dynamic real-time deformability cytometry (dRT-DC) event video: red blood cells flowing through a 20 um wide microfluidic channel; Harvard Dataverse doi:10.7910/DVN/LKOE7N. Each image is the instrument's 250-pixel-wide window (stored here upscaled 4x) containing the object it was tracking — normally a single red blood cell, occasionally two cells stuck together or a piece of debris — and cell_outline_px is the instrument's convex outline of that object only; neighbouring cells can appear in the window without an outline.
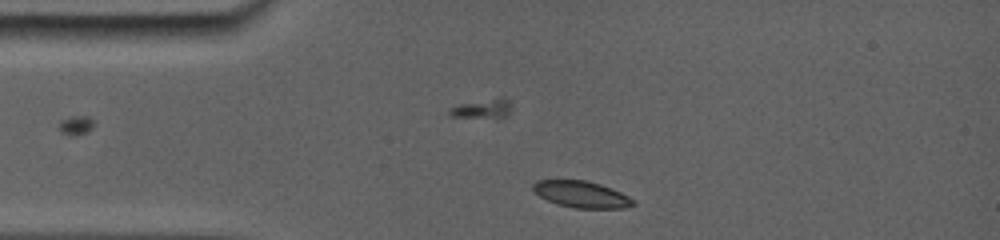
{"species": "common noctule bat (a hibernating species)", "species_latin": "Nyctalus noctula", "temperature_condition": "room temperature", "stored_images_in_passage": 40, "camera_frame_rate_fps": 5000, "um_per_image_px": 0.085, "animal": {"sex": "female", "body_mass_g": 19.0, "forearm_length_mm": 56.7}, "frame": {"image": 1, "passage_image": 3, "time_ms": 0.6, "image_size_px": [1000, 240], "cell_outline_px": [[636, 204], [624, 208], [576, 208], [560, 204], [548, 200], [532, 192], [532, 184], [536, 180], [588, 180], [612, 188], [636, 200]], "centroid_in_image_um": [49.43, 16.51], "position_along_channel_um": 35.6, "area_um2": 15.55}}
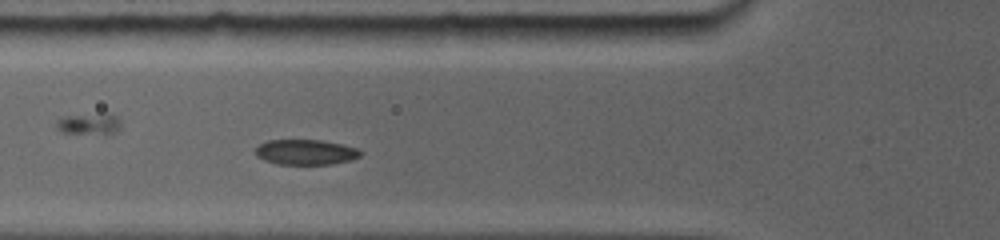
{"frame": {"image": 2, "passage_image": 11, "time_ms": 3.0, "image_size_px": [1000, 240], "cell_outline_px": [[364, 152], [360, 156], [348, 160], [332, 164], [276, 164], [264, 160], [256, 156], [256, 148], [260, 144], [268, 140], [320, 140], [340, 144], [356, 148]], "centroid_in_image_um": [25.97, 12.93], "position_along_channel_um": 99.8, "area_um2": 15.32}}
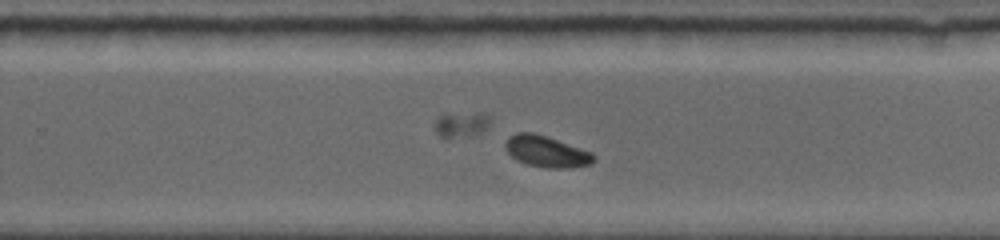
{"frame": {"image": 3, "passage_image": 31, "time_ms": 7.8, "image_size_px": [1000, 240], "cell_outline_px": [[596, 160], [592, 164], [568, 168], [544, 168], [528, 164], [516, 160], [508, 152], [504, 144], [508, 136], [516, 132], [532, 132], [548, 136], [592, 152], [596, 156]], "centroid_in_image_um": [46.46, 12.87], "position_along_channel_um": 283.3, "area_um2": 16.36}}